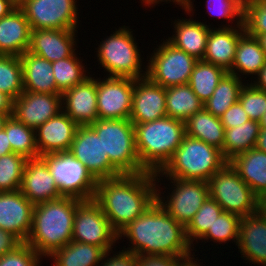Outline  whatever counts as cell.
<instances>
[{"label":"cell","mask_w":266,"mask_h":266,"mask_svg":"<svg viewBox=\"0 0 266 266\" xmlns=\"http://www.w3.org/2000/svg\"><path fill=\"white\" fill-rule=\"evenodd\" d=\"M122 236L132 244L131 247L123 249L138 256L162 255L183 258L194 250L186 237V228L169 215L157 201L118 233V239Z\"/></svg>","instance_id":"1"},{"label":"cell","mask_w":266,"mask_h":266,"mask_svg":"<svg viewBox=\"0 0 266 266\" xmlns=\"http://www.w3.org/2000/svg\"><path fill=\"white\" fill-rule=\"evenodd\" d=\"M155 173L122 174L97 182L94 200L119 233L156 201Z\"/></svg>","instance_id":"2"},{"label":"cell","mask_w":266,"mask_h":266,"mask_svg":"<svg viewBox=\"0 0 266 266\" xmlns=\"http://www.w3.org/2000/svg\"><path fill=\"white\" fill-rule=\"evenodd\" d=\"M81 199L63 196L34 205L26 243L43 258L72 241L73 220Z\"/></svg>","instance_id":"3"},{"label":"cell","mask_w":266,"mask_h":266,"mask_svg":"<svg viewBox=\"0 0 266 266\" xmlns=\"http://www.w3.org/2000/svg\"><path fill=\"white\" fill-rule=\"evenodd\" d=\"M134 128L139 161L152 173L165 166L186 135L185 122L169 116L134 124Z\"/></svg>","instance_id":"4"},{"label":"cell","mask_w":266,"mask_h":266,"mask_svg":"<svg viewBox=\"0 0 266 266\" xmlns=\"http://www.w3.org/2000/svg\"><path fill=\"white\" fill-rule=\"evenodd\" d=\"M228 161L222 151L199 139L185 135L165 166L155 173L157 184L160 175L182 180L209 181L211 176L220 170ZM159 177V178H158Z\"/></svg>","instance_id":"5"},{"label":"cell","mask_w":266,"mask_h":266,"mask_svg":"<svg viewBox=\"0 0 266 266\" xmlns=\"http://www.w3.org/2000/svg\"><path fill=\"white\" fill-rule=\"evenodd\" d=\"M90 126L102 140L110 164L121 175L148 172L139 161L135 128L130 119H97Z\"/></svg>","instance_id":"6"},{"label":"cell","mask_w":266,"mask_h":266,"mask_svg":"<svg viewBox=\"0 0 266 266\" xmlns=\"http://www.w3.org/2000/svg\"><path fill=\"white\" fill-rule=\"evenodd\" d=\"M131 30L124 25L100 42L97 49L98 64L109 73L107 76L135 80L146 77V71L141 69L143 61L140 49Z\"/></svg>","instance_id":"7"},{"label":"cell","mask_w":266,"mask_h":266,"mask_svg":"<svg viewBox=\"0 0 266 266\" xmlns=\"http://www.w3.org/2000/svg\"><path fill=\"white\" fill-rule=\"evenodd\" d=\"M209 197L225 212L248 216L258 211V197L228 162L208 181Z\"/></svg>","instance_id":"8"},{"label":"cell","mask_w":266,"mask_h":266,"mask_svg":"<svg viewBox=\"0 0 266 266\" xmlns=\"http://www.w3.org/2000/svg\"><path fill=\"white\" fill-rule=\"evenodd\" d=\"M155 49L145 69L146 76L164 88L188 84L198 60L167 40Z\"/></svg>","instance_id":"9"},{"label":"cell","mask_w":266,"mask_h":266,"mask_svg":"<svg viewBox=\"0 0 266 266\" xmlns=\"http://www.w3.org/2000/svg\"><path fill=\"white\" fill-rule=\"evenodd\" d=\"M42 158L47 162L63 196H71L81 200L94 198L98 181L69 152L47 154Z\"/></svg>","instance_id":"10"},{"label":"cell","mask_w":266,"mask_h":266,"mask_svg":"<svg viewBox=\"0 0 266 266\" xmlns=\"http://www.w3.org/2000/svg\"><path fill=\"white\" fill-rule=\"evenodd\" d=\"M118 233L111 227L100 205L94 199L82 200L76 207L73 220L72 241L112 250Z\"/></svg>","instance_id":"11"},{"label":"cell","mask_w":266,"mask_h":266,"mask_svg":"<svg viewBox=\"0 0 266 266\" xmlns=\"http://www.w3.org/2000/svg\"><path fill=\"white\" fill-rule=\"evenodd\" d=\"M173 185V191L161 196V188L156 185V201L171 215L178 223L185 228L198 212L202 204L209 197V187L207 181L182 180L169 178ZM160 189V190H159ZM164 199V200H163Z\"/></svg>","instance_id":"12"},{"label":"cell","mask_w":266,"mask_h":266,"mask_svg":"<svg viewBox=\"0 0 266 266\" xmlns=\"http://www.w3.org/2000/svg\"><path fill=\"white\" fill-rule=\"evenodd\" d=\"M75 0H26L19 8L32 30H76L78 8Z\"/></svg>","instance_id":"13"},{"label":"cell","mask_w":266,"mask_h":266,"mask_svg":"<svg viewBox=\"0 0 266 266\" xmlns=\"http://www.w3.org/2000/svg\"><path fill=\"white\" fill-rule=\"evenodd\" d=\"M68 152L80 161L97 181L121 175L110 164L107 153H104L102 140L90 125H79Z\"/></svg>","instance_id":"14"},{"label":"cell","mask_w":266,"mask_h":266,"mask_svg":"<svg viewBox=\"0 0 266 266\" xmlns=\"http://www.w3.org/2000/svg\"><path fill=\"white\" fill-rule=\"evenodd\" d=\"M97 81L98 119H129L132 111L134 79L107 76Z\"/></svg>","instance_id":"15"},{"label":"cell","mask_w":266,"mask_h":266,"mask_svg":"<svg viewBox=\"0 0 266 266\" xmlns=\"http://www.w3.org/2000/svg\"><path fill=\"white\" fill-rule=\"evenodd\" d=\"M62 111V94L23 91L13 100L12 116L27 127L36 129Z\"/></svg>","instance_id":"16"},{"label":"cell","mask_w":266,"mask_h":266,"mask_svg":"<svg viewBox=\"0 0 266 266\" xmlns=\"http://www.w3.org/2000/svg\"><path fill=\"white\" fill-rule=\"evenodd\" d=\"M167 116L166 88L147 76L134 79V92L130 121L133 124L151 122Z\"/></svg>","instance_id":"17"},{"label":"cell","mask_w":266,"mask_h":266,"mask_svg":"<svg viewBox=\"0 0 266 266\" xmlns=\"http://www.w3.org/2000/svg\"><path fill=\"white\" fill-rule=\"evenodd\" d=\"M20 191L33 205L63 197L42 157L27 160Z\"/></svg>","instance_id":"18"},{"label":"cell","mask_w":266,"mask_h":266,"mask_svg":"<svg viewBox=\"0 0 266 266\" xmlns=\"http://www.w3.org/2000/svg\"><path fill=\"white\" fill-rule=\"evenodd\" d=\"M33 208L20 190L0 192V228L26 242L32 226Z\"/></svg>","instance_id":"19"},{"label":"cell","mask_w":266,"mask_h":266,"mask_svg":"<svg viewBox=\"0 0 266 266\" xmlns=\"http://www.w3.org/2000/svg\"><path fill=\"white\" fill-rule=\"evenodd\" d=\"M78 127L76 122L61 111L36 128L35 137L39 157L68 152Z\"/></svg>","instance_id":"20"},{"label":"cell","mask_w":266,"mask_h":266,"mask_svg":"<svg viewBox=\"0 0 266 266\" xmlns=\"http://www.w3.org/2000/svg\"><path fill=\"white\" fill-rule=\"evenodd\" d=\"M91 75L62 93V111L78 125H90L98 119L97 81Z\"/></svg>","instance_id":"21"},{"label":"cell","mask_w":266,"mask_h":266,"mask_svg":"<svg viewBox=\"0 0 266 266\" xmlns=\"http://www.w3.org/2000/svg\"><path fill=\"white\" fill-rule=\"evenodd\" d=\"M77 30H31L28 52L49 62L70 57L75 53Z\"/></svg>","instance_id":"22"},{"label":"cell","mask_w":266,"mask_h":266,"mask_svg":"<svg viewBox=\"0 0 266 266\" xmlns=\"http://www.w3.org/2000/svg\"><path fill=\"white\" fill-rule=\"evenodd\" d=\"M237 244L244 260L266 266V216L257 211L242 217Z\"/></svg>","instance_id":"23"},{"label":"cell","mask_w":266,"mask_h":266,"mask_svg":"<svg viewBox=\"0 0 266 266\" xmlns=\"http://www.w3.org/2000/svg\"><path fill=\"white\" fill-rule=\"evenodd\" d=\"M219 27L210 28L203 60L228 72L234 63L237 43L245 33V28L243 23L236 24V27L227 24Z\"/></svg>","instance_id":"24"},{"label":"cell","mask_w":266,"mask_h":266,"mask_svg":"<svg viewBox=\"0 0 266 266\" xmlns=\"http://www.w3.org/2000/svg\"><path fill=\"white\" fill-rule=\"evenodd\" d=\"M31 27L24 12L15 8L0 19V54L21 56L29 49Z\"/></svg>","instance_id":"25"},{"label":"cell","mask_w":266,"mask_h":266,"mask_svg":"<svg viewBox=\"0 0 266 266\" xmlns=\"http://www.w3.org/2000/svg\"><path fill=\"white\" fill-rule=\"evenodd\" d=\"M177 20L174 22V35L166 40L197 60H203L211 26L194 19Z\"/></svg>","instance_id":"26"},{"label":"cell","mask_w":266,"mask_h":266,"mask_svg":"<svg viewBox=\"0 0 266 266\" xmlns=\"http://www.w3.org/2000/svg\"><path fill=\"white\" fill-rule=\"evenodd\" d=\"M24 91L62 94L56 87L52 62L26 51L20 56Z\"/></svg>","instance_id":"27"},{"label":"cell","mask_w":266,"mask_h":266,"mask_svg":"<svg viewBox=\"0 0 266 266\" xmlns=\"http://www.w3.org/2000/svg\"><path fill=\"white\" fill-rule=\"evenodd\" d=\"M229 163L257 197L266 192L265 152L252 148L236 155Z\"/></svg>","instance_id":"28"},{"label":"cell","mask_w":266,"mask_h":266,"mask_svg":"<svg viewBox=\"0 0 266 266\" xmlns=\"http://www.w3.org/2000/svg\"><path fill=\"white\" fill-rule=\"evenodd\" d=\"M266 63V57L257 37L246 32L239 38L236 47L235 60L228 71L241 78L242 75H257ZM237 71V72H236ZM241 74H238V73Z\"/></svg>","instance_id":"29"},{"label":"cell","mask_w":266,"mask_h":266,"mask_svg":"<svg viewBox=\"0 0 266 266\" xmlns=\"http://www.w3.org/2000/svg\"><path fill=\"white\" fill-rule=\"evenodd\" d=\"M186 135L204 141L222 151L225 140V129L219 117L204 108L185 121Z\"/></svg>","instance_id":"30"},{"label":"cell","mask_w":266,"mask_h":266,"mask_svg":"<svg viewBox=\"0 0 266 266\" xmlns=\"http://www.w3.org/2000/svg\"><path fill=\"white\" fill-rule=\"evenodd\" d=\"M104 253L98 246L71 241L48 258H53L54 266H99Z\"/></svg>","instance_id":"31"},{"label":"cell","mask_w":266,"mask_h":266,"mask_svg":"<svg viewBox=\"0 0 266 266\" xmlns=\"http://www.w3.org/2000/svg\"><path fill=\"white\" fill-rule=\"evenodd\" d=\"M203 109V102L196 96L189 84L166 88V114L170 118L185 122Z\"/></svg>","instance_id":"32"},{"label":"cell","mask_w":266,"mask_h":266,"mask_svg":"<svg viewBox=\"0 0 266 266\" xmlns=\"http://www.w3.org/2000/svg\"><path fill=\"white\" fill-rule=\"evenodd\" d=\"M260 129L259 122L254 120H248L240 126L225 129L224 158L229 162L236 155L255 148Z\"/></svg>","instance_id":"33"},{"label":"cell","mask_w":266,"mask_h":266,"mask_svg":"<svg viewBox=\"0 0 266 266\" xmlns=\"http://www.w3.org/2000/svg\"><path fill=\"white\" fill-rule=\"evenodd\" d=\"M244 84L242 78L227 72L219 81L213 95L203 103V108L220 118L231 105L238 102Z\"/></svg>","instance_id":"34"},{"label":"cell","mask_w":266,"mask_h":266,"mask_svg":"<svg viewBox=\"0 0 266 266\" xmlns=\"http://www.w3.org/2000/svg\"><path fill=\"white\" fill-rule=\"evenodd\" d=\"M226 73L227 71L220 66L204 60H198L188 84L196 96L204 103L213 95L219 81Z\"/></svg>","instance_id":"35"},{"label":"cell","mask_w":266,"mask_h":266,"mask_svg":"<svg viewBox=\"0 0 266 266\" xmlns=\"http://www.w3.org/2000/svg\"><path fill=\"white\" fill-rule=\"evenodd\" d=\"M3 129L6 131L13 153L23 155L27 159L39 157L34 129L17 121L12 115L5 121Z\"/></svg>","instance_id":"36"},{"label":"cell","mask_w":266,"mask_h":266,"mask_svg":"<svg viewBox=\"0 0 266 266\" xmlns=\"http://www.w3.org/2000/svg\"><path fill=\"white\" fill-rule=\"evenodd\" d=\"M82 61L74 53L70 57L52 62V70L56 81L57 89L63 93L82 83L88 76Z\"/></svg>","instance_id":"37"},{"label":"cell","mask_w":266,"mask_h":266,"mask_svg":"<svg viewBox=\"0 0 266 266\" xmlns=\"http://www.w3.org/2000/svg\"><path fill=\"white\" fill-rule=\"evenodd\" d=\"M23 91V70L20 56L0 54V92L15 100Z\"/></svg>","instance_id":"38"},{"label":"cell","mask_w":266,"mask_h":266,"mask_svg":"<svg viewBox=\"0 0 266 266\" xmlns=\"http://www.w3.org/2000/svg\"><path fill=\"white\" fill-rule=\"evenodd\" d=\"M223 212L221 206L208 197L186 227V237L191 245L200 240Z\"/></svg>","instance_id":"39"},{"label":"cell","mask_w":266,"mask_h":266,"mask_svg":"<svg viewBox=\"0 0 266 266\" xmlns=\"http://www.w3.org/2000/svg\"><path fill=\"white\" fill-rule=\"evenodd\" d=\"M27 158L17 153L0 157V192L20 190Z\"/></svg>","instance_id":"40"},{"label":"cell","mask_w":266,"mask_h":266,"mask_svg":"<svg viewBox=\"0 0 266 266\" xmlns=\"http://www.w3.org/2000/svg\"><path fill=\"white\" fill-rule=\"evenodd\" d=\"M241 218L237 214L223 211L200 240L204 239L205 242L211 239L210 241L219 242V244L232 240L237 245Z\"/></svg>","instance_id":"41"},{"label":"cell","mask_w":266,"mask_h":266,"mask_svg":"<svg viewBox=\"0 0 266 266\" xmlns=\"http://www.w3.org/2000/svg\"><path fill=\"white\" fill-rule=\"evenodd\" d=\"M243 25L253 37L266 34V0H244Z\"/></svg>","instance_id":"42"},{"label":"cell","mask_w":266,"mask_h":266,"mask_svg":"<svg viewBox=\"0 0 266 266\" xmlns=\"http://www.w3.org/2000/svg\"><path fill=\"white\" fill-rule=\"evenodd\" d=\"M245 83L239 94V102L250 120L259 122L266 111V92Z\"/></svg>","instance_id":"43"},{"label":"cell","mask_w":266,"mask_h":266,"mask_svg":"<svg viewBox=\"0 0 266 266\" xmlns=\"http://www.w3.org/2000/svg\"><path fill=\"white\" fill-rule=\"evenodd\" d=\"M42 256L26 242L0 257V266H39Z\"/></svg>","instance_id":"44"},{"label":"cell","mask_w":266,"mask_h":266,"mask_svg":"<svg viewBox=\"0 0 266 266\" xmlns=\"http://www.w3.org/2000/svg\"><path fill=\"white\" fill-rule=\"evenodd\" d=\"M243 3L244 0H206L209 14L228 21L236 19L235 25L243 23Z\"/></svg>","instance_id":"45"},{"label":"cell","mask_w":266,"mask_h":266,"mask_svg":"<svg viewBox=\"0 0 266 266\" xmlns=\"http://www.w3.org/2000/svg\"><path fill=\"white\" fill-rule=\"evenodd\" d=\"M220 119L224 129L240 126L250 120L239 101L231 105Z\"/></svg>","instance_id":"46"},{"label":"cell","mask_w":266,"mask_h":266,"mask_svg":"<svg viewBox=\"0 0 266 266\" xmlns=\"http://www.w3.org/2000/svg\"><path fill=\"white\" fill-rule=\"evenodd\" d=\"M110 251L112 250L106 251L104 253L101 260V265L99 266H137L138 255L134 254L133 252L122 250L118 252L119 254H113L111 257L110 254L112 252ZM108 256H110V258Z\"/></svg>","instance_id":"47"},{"label":"cell","mask_w":266,"mask_h":266,"mask_svg":"<svg viewBox=\"0 0 266 266\" xmlns=\"http://www.w3.org/2000/svg\"><path fill=\"white\" fill-rule=\"evenodd\" d=\"M180 258L162 255H142L138 256L137 266H178Z\"/></svg>","instance_id":"48"},{"label":"cell","mask_w":266,"mask_h":266,"mask_svg":"<svg viewBox=\"0 0 266 266\" xmlns=\"http://www.w3.org/2000/svg\"><path fill=\"white\" fill-rule=\"evenodd\" d=\"M21 243L15 235L0 228V257L14 250Z\"/></svg>","instance_id":"49"},{"label":"cell","mask_w":266,"mask_h":266,"mask_svg":"<svg viewBox=\"0 0 266 266\" xmlns=\"http://www.w3.org/2000/svg\"><path fill=\"white\" fill-rule=\"evenodd\" d=\"M143 3H145V6L150 7L151 5L156 6V4H159L160 2H175V4L182 6V9L187 12V14H190V12H193V1L192 0H142ZM150 5V6H149Z\"/></svg>","instance_id":"50"},{"label":"cell","mask_w":266,"mask_h":266,"mask_svg":"<svg viewBox=\"0 0 266 266\" xmlns=\"http://www.w3.org/2000/svg\"><path fill=\"white\" fill-rule=\"evenodd\" d=\"M0 112L8 113L10 116L13 113V99L3 92H0Z\"/></svg>","instance_id":"51"},{"label":"cell","mask_w":266,"mask_h":266,"mask_svg":"<svg viewBox=\"0 0 266 266\" xmlns=\"http://www.w3.org/2000/svg\"><path fill=\"white\" fill-rule=\"evenodd\" d=\"M12 153L8 136L4 129L0 130V157Z\"/></svg>","instance_id":"52"},{"label":"cell","mask_w":266,"mask_h":266,"mask_svg":"<svg viewBox=\"0 0 266 266\" xmlns=\"http://www.w3.org/2000/svg\"><path fill=\"white\" fill-rule=\"evenodd\" d=\"M256 76H257V79L255 80L256 82L255 81L254 83L251 82V84L255 88L266 92V63Z\"/></svg>","instance_id":"53"},{"label":"cell","mask_w":266,"mask_h":266,"mask_svg":"<svg viewBox=\"0 0 266 266\" xmlns=\"http://www.w3.org/2000/svg\"><path fill=\"white\" fill-rule=\"evenodd\" d=\"M17 6L12 0H0V19L10 14Z\"/></svg>","instance_id":"54"},{"label":"cell","mask_w":266,"mask_h":266,"mask_svg":"<svg viewBox=\"0 0 266 266\" xmlns=\"http://www.w3.org/2000/svg\"><path fill=\"white\" fill-rule=\"evenodd\" d=\"M255 148L266 153V128H261Z\"/></svg>","instance_id":"55"},{"label":"cell","mask_w":266,"mask_h":266,"mask_svg":"<svg viewBox=\"0 0 266 266\" xmlns=\"http://www.w3.org/2000/svg\"><path fill=\"white\" fill-rule=\"evenodd\" d=\"M193 255L194 252L193 254L180 258L178 266H201L200 263L198 264L197 262L198 259L194 260L195 257Z\"/></svg>","instance_id":"56"},{"label":"cell","mask_w":266,"mask_h":266,"mask_svg":"<svg viewBox=\"0 0 266 266\" xmlns=\"http://www.w3.org/2000/svg\"><path fill=\"white\" fill-rule=\"evenodd\" d=\"M258 211L266 216V192L258 197Z\"/></svg>","instance_id":"57"},{"label":"cell","mask_w":266,"mask_h":266,"mask_svg":"<svg viewBox=\"0 0 266 266\" xmlns=\"http://www.w3.org/2000/svg\"><path fill=\"white\" fill-rule=\"evenodd\" d=\"M257 39L259 40L261 48L263 49L266 57V34L257 36Z\"/></svg>","instance_id":"58"},{"label":"cell","mask_w":266,"mask_h":266,"mask_svg":"<svg viewBox=\"0 0 266 266\" xmlns=\"http://www.w3.org/2000/svg\"><path fill=\"white\" fill-rule=\"evenodd\" d=\"M10 115L8 113L0 112V130L3 129L5 121Z\"/></svg>","instance_id":"59"},{"label":"cell","mask_w":266,"mask_h":266,"mask_svg":"<svg viewBox=\"0 0 266 266\" xmlns=\"http://www.w3.org/2000/svg\"><path fill=\"white\" fill-rule=\"evenodd\" d=\"M261 128H266V111L259 121Z\"/></svg>","instance_id":"60"},{"label":"cell","mask_w":266,"mask_h":266,"mask_svg":"<svg viewBox=\"0 0 266 266\" xmlns=\"http://www.w3.org/2000/svg\"><path fill=\"white\" fill-rule=\"evenodd\" d=\"M26 0H12V2L17 6H21Z\"/></svg>","instance_id":"61"}]
</instances>
